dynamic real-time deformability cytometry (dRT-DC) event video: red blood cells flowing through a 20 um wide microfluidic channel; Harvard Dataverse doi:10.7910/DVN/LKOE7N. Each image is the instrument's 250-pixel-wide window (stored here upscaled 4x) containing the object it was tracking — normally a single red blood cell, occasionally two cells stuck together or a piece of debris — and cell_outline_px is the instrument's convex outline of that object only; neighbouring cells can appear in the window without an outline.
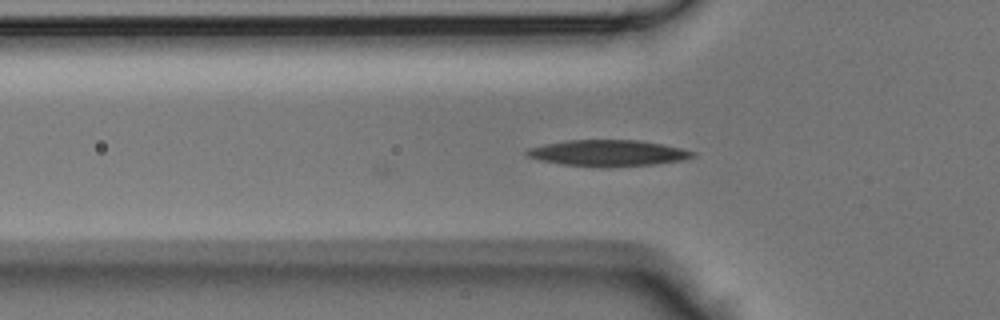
{"species": "Egyptian fruit bat (a non-hibernating species)", "species_latin": "Rousettus aegyptiacus", "temperature_condition": "room temperature", "stored_images_in_passage": 15, "camera_frame_rate_fps": 3000, "um_per_image_px": 0.085, "animal": {"sex": "male"}, "frame": {"image": 1, "passage_image": 15, "time_ms": 4.667, "image_size_px": [1000, 320], "cell_outline_px": [[696, 156], [684, 160], [656, 164], [608, 168], [600, 168], [560, 164], [540, 160], [528, 156], [524, 152], [528, 148], [544, 144], [564, 140], [640, 140], [680, 148], [696, 152]], "centroid_in_image_um": [51.67, 13.02], "position_along_channel_um": 74.1, "area_um2": 25.72}}